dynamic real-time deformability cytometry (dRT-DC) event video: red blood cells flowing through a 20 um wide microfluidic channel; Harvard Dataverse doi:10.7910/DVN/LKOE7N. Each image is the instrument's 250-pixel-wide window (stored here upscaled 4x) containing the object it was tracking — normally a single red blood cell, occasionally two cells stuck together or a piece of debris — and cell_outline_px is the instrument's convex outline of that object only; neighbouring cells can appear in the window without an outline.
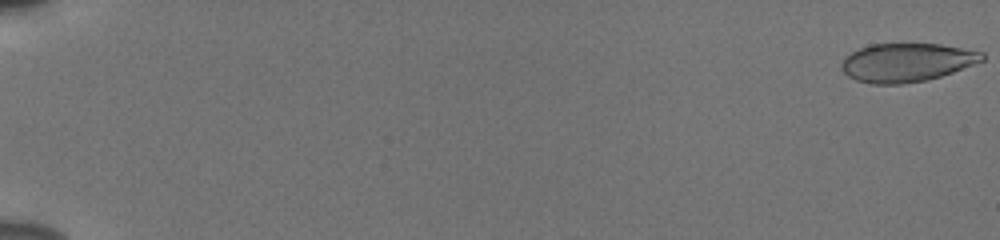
{"species": "human", "species_latin": "Homo sapiens", "temperature_condition": "cold", "stored_images_in_passage": 56, "camera_frame_rate_fps": 3000, "um_per_image_px": 0.085, "donor": {"sex": "male"}, "frame": {"image": 1, "passage_image": 1, "time_ms": 0.0, "image_size_px": [1000, 240], "cell_outline_px": [[984, 60], [952, 72], [940, 76], [924, 80], [900, 84], [872, 84], [856, 80], [848, 76], [840, 68], [840, 64], [844, 56], [860, 48], [872, 44], [940, 44], [984, 52]], "centroid_in_image_um": [77.03, 5.3], "position_along_channel_um": 8.0, "area_um2": 31.44}}
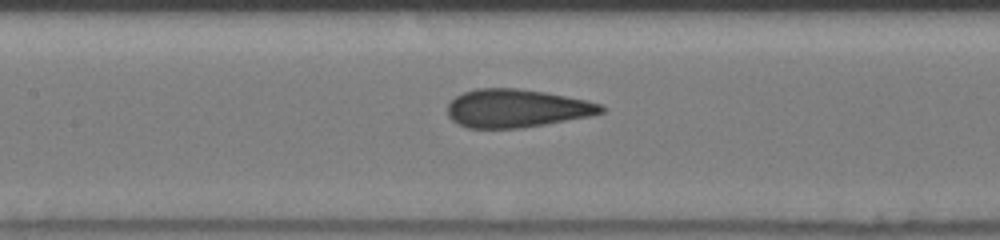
{"frame": {"image": 2, "passage_image": 29, "time_ms": 9.333, "image_size_px": [1000, 240], "cell_outline_px": [[604, 112], [592, 116], [520, 128], [468, 128], [452, 120], [448, 116], [448, 104], [456, 96], [464, 92], [476, 88], [516, 88], [544, 92], [584, 100], [600, 104], [604, 108]], "centroid_in_image_um": [43.89, 9.21], "position_along_channel_um": 163.5, "area_um2": 33.93}}
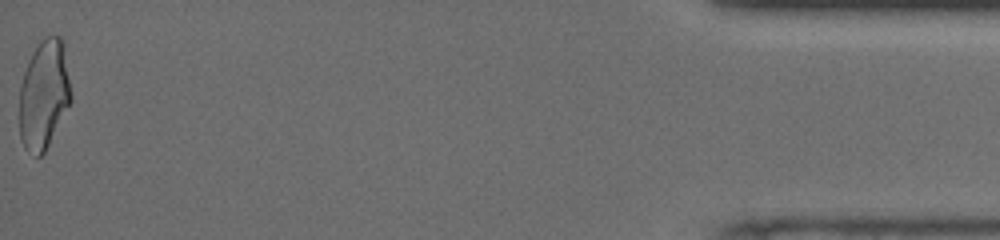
{"frame": {"image": 3, "passage_image": 56, "time_ms": 18.333, "image_size_px": [1000, 240], "cell_outline_px": [[72, 100], [44, 152], [40, 156], [36, 156], [24, 148], [20, 140], [20, 84], [28, 60], [32, 52], [40, 40], [44, 36], [60, 36], [64, 40], [72, 96]], "centroid_in_image_um": [3.75, 7.99], "position_along_channel_um": 431.5, "area_um2": 33.06}, "authors_computed_cell_mechanics": {"area_um2": 33.5529, "velocity_mm_per_s": 3.8694, "shape_relaxation_time_tau1_ms": null, "shape_relaxation_time_tau2_ms": 0.7891, "deformation_change_tau1": null, "deformation_change_tau2": 0.0764}}